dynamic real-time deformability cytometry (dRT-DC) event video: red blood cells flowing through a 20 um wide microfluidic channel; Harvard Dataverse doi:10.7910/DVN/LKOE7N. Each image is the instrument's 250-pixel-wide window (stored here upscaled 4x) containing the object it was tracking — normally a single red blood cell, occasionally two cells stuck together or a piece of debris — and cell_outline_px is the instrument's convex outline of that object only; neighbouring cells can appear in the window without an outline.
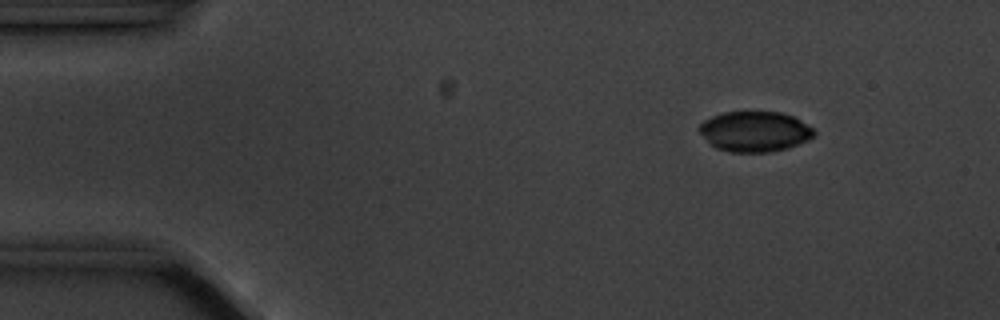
{"species": "common noctule bat (a hibernating species)", "species_latin": "Nyctalus noctula", "temperature_condition": "cold", "stored_images_in_passage": 4, "camera_frame_rate_fps": 3000, "um_per_image_px": 0.085, "animal": {"sex": "male", "body_mass_g": 20.1, "forearm_length_mm": 53.5}, "frame": {"image": 1, "passage_image": 1, "time_ms": 0.0, "image_size_px": [1000, 320], "cell_outline_px": [[816, 132], [808, 140], [788, 148], [772, 152], [728, 152], [716, 148], [700, 132], [700, 124], [704, 120], [712, 116], [724, 112], [780, 112], [792, 116], [800, 120], [812, 128]], "centroid_in_image_um": [64.17, 11.18], "position_along_channel_um": 20.8, "area_um2": 26.76}}